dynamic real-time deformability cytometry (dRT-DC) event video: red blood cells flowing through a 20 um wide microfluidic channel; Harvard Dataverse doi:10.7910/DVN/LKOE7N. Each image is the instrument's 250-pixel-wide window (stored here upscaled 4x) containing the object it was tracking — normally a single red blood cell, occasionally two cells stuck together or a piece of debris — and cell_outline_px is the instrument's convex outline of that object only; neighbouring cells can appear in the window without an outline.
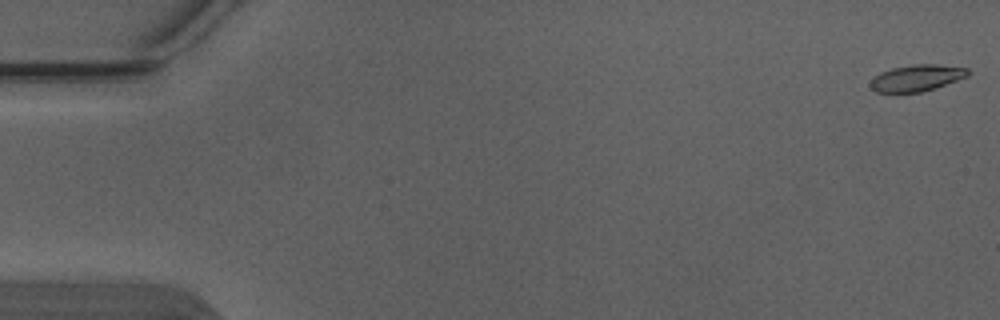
{"species": "Egyptian fruit bat (a non-hibernating species)", "species_latin": "Rousettus aegyptiacus", "temperature_condition": "warm", "stored_images_in_passage": 4, "camera_frame_rate_fps": 3000, "um_per_image_px": 0.085, "animal": {"sex": "male"}, "frame": {"image": 1, "passage_image": 1, "time_ms": 0.0, "image_size_px": [1000, 320], "cell_outline_px": [[972, 72], [968, 76], [936, 88], [920, 92], [876, 92], [868, 84], [880, 72], [892, 68], [912, 64], [936, 64], [968, 68]], "centroid_in_image_um": [77.96, 6.62], "position_along_channel_um": 7.0, "area_um2": 15.09}}
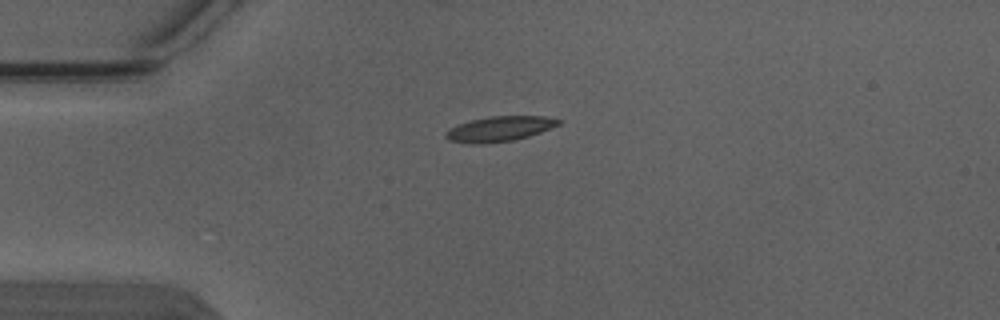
{"frame": {"image": 2, "passage_image": 4, "time_ms": 1.0, "image_size_px": [1000, 320], "cell_outline_px": [[560, 124], [540, 132], [528, 136], [512, 140], [476, 144], [472, 144], [448, 140], [444, 136], [444, 132], [460, 124], [472, 120], [492, 116], [544, 116], [560, 120]], "centroid_in_image_um": [42.44, 10.95], "position_along_channel_um": 42.6, "area_um2": 16.13}}